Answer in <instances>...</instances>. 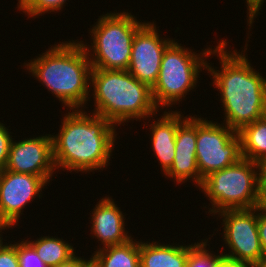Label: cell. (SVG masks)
Returning <instances> with one entry per match:
<instances>
[{"label":"cell","mask_w":266,"mask_h":267,"mask_svg":"<svg viewBox=\"0 0 266 267\" xmlns=\"http://www.w3.org/2000/svg\"><path fill=\"white\" fill-rule=\"evenodd\" d=\"M16 248L19 267H48L26 240L17 242Z\"/></svg>","instance_id":"obj_22"},{"label":"cell","mask_w":266,"mask_h":267,"mask_svg":"<svg viewBox=\"0 0 266 267\" xmlns=\"http://www.w3.org/2000/svg\"><path fill=\"white\" fill-rule=\"evenodd\" d=\"M196 140L197 116L189 115L177 127L174 161L164 175L175 179L178 184L192 180L197 188L201 186L203 179L196 161Z\"/></svg>","instance_id":"obj_13"},{"label":"cell","mask_w":266,"mask_h":267,"mask_svg":"<svg viewBox=\"0 0 266 267\" xmlns=\"http://www.w3.org/2000/svg\"><path fill=\"white\" fill-rule=\"evenodd\" d=\"M70 111L62 117L59 133L52 135L56 169L88 173L108 167L116 125L95 113L89 115L83 108Z\"/></svg>","instance_id":"obj_2"},{"label":"cell","mask_w":266,"mask_h":267,"mask_svg":"<svg viewBox=\"0 0 266 267\" xmlns=\"http://www.w3.org/2000/svg\"><path fill=\"white\" fill-rule=\"evenodd\" d=\"M216 267H250L249 264L223 259Z\"/></svg>","instance_id":"obj_29"},{"label":"cell","mask_w":266,"mask_h":267,"mask_svg":"<svg viewBox=\"0 0 266 267\" xmlns=\"http://www.w3.org/2000/svg\"><path fill=\"white\" fill-rule=\"evenodd\" d=\"M46 184L49 183L40 176L3 169L0 175V221L15 226L27 203L42 197L40 194Z\"/></svg>","instance_id":"obj_11"},{"label":"cell","mask_w":266,"mask_h":267,"mask_svg":"<svg viewBox=\"0 0 266 267\" xmlns=\"http://www.w3.org/2000/svg\"><path fill=\"white\" fill-rule=\"evenodd\" d=\"M75 41L50 45L46 52L28 63L24 62L29 74L36 77L68 110L84 109L90 101L92 65L82 43Z\"/></svg>","instance_id":"obj_3"},{"label":"cell","mask_w":266,"mask_h":267,"mask_svg":"<svg viewBox=\"0 0 266 267\" xmlns=\"http://www.w3.org/2000/svg\"><path fill=\"white\" fill-rule=\"evenodd\" d=\"M255 209L266 214V163L261 164Z\"/></svg>","instance_id":"obj_24"},{"label":"cell","mask_w":266,"mask_h":267,"mask_svg":"<svg viewBox=\"0 0 266 267\" xmlns=\"http://www.w3.org/2000/svg\"><path fill=\"white\" fill-rule=\"evenodd\" d=\"M88 261L89 260L84 259V257L82 258V257L74 255L69 260L62 262L56 267H83Z\"/></svg>","instance_id":"obj_28"},{"label":"cell","mask_w":266,"mask_h":267,"mask_svg":"<svg viewBox=\"0 0 266 267\" xmlns=\"http://www.w3.org/2000/svg\"><path fill=\"white\" fill-rule=\"evenodd\" d=\"M171 244L140 240V267H186L189 251L197 243L188 246Z\"/></svg>","instance_id":"obj_16"},{"label":"cell","mask_w":266,"mask_h":267,"mask_svg":"<svg viewBox=\"0 0 266 267\" xmlns=\"http://www.w3.org/2000/svg\"><path fill=\"white\" fill-rule=\"evenodd\" d=\"M181 45L174 39L164 51L158 79L151 88L153 102L158 109L180 103L182 98L184 100L197 86L200 71L207 68L206 59L212 47L198 54Z\"/></svg>","instance_id":"obj_6"},{"label":"cell","mask_w":266,"mask_h":267,"mask_svg":"<svg viewBox=\"0 0 266 267\" xmlns=\"http://www.w3.org/2000/svg\"><path fill=\"white\" fill-rule=\"evenodd\" d=\"M257 227L263 251V259H266V214L258 211H257Z\"/></svg>","instance_id":"obj_27"},{"label":"cell","mask_w":266,"mask_h":267,"mask_svg":"<svg viewBox=\"0 0 266 267\" xmlns=\"http://www.w3.org/2000/svg\"><path fill=\"white\" fill-rule=\"evenodd\" d=\"M238 135L243 158L259 164L266 163V115L244 126Z\"/></svg>","instance_id":"obj_18"},{"label":"cell","mask_w":266,"mask_h":267,"mask_svg":"<svg viewBox=\"0 0 266 267\" xmlns=\"http://www.w3.org/2000/svg\"><path fill=\"white\" fill-rule=\"evenodd\" d=\"M9 128L5 126V124L0 122V168L4 169L7 163L9 149L11 145V141L13 136Z\"/></svg>","instance_id":"obj_23"},{"label":"cell","mask_w":266,"mask_h":267,"mask_svg":"<svg viewBox=\"0 0 266 267\" xmlns=\"http://www.w3.org/2000/svg\"><path fill=\"white\" fill-rule=\"evenodd\" d=\"M110 196L97 202L91 215V234L103 245L101 248L119 245L132 239L125 231V215Z\"/></svg>","instance_id":"obj_14"},{"label":"cell","mask_w":266,"mask_h":267,"mask_svg":"<svg viewBox=\"0 0 266 267\" xmlns=\"http://www.w3.org/2000/svg\"><path fill=\"white\" fill-rule=\"evenodd\" d=\"M260 169L261 164L242 158L205 177L199 190L211 203L212 208H208V213L215 216L226 209L255 208Z\"/></svg>","instance_id":"obj_7"},{"label":"cell","mask_w":266,"mask_h":267,"mask_svg":"<svg viewBox=\"0 0 266 267\" xmlns=\"http://www.w3.org/2000/svg\"><path fill=\"white\" fill-rule=\"evenodd\" d=\"M250 267H266V259H262L259 262L250 264Z\"/></svg>","instance_id":"obj_31"},{"label":"cell","mask_w":266,"mask_h":267,"mask_svg":"<svg viewBox=\"0 0 266 267\" xmlns=\"http://www.w3.org/2000/svg\"><path fill=\"white\" fill-rule=\"evenodd\" d=\"M0 267H19L16 242L6 243L0 249Z\"/></svg>","instance_id":"obj_25"},{"label":"cell","mask_w":266,"mask_h":267,"mask_svg":"<svg viewBox=\"0 0 266 267\" xmlns=\"http://www.w3.org/2000/svg\"><path fill=\"white\" fill-rule=\"evenodd\" d=\"M181 111H164L161 118L153 120L150 126L152 150L165 173L172 165L175 157V135L178 125L187 117ZM183 117V118H182Z\"/></svg>","instance_id":"obj_15"},{"label":"cell","mask_w":266,"mask_h":267,"mask_svg":"<svg viewBox=\"0 0 266 267\" xmlns=\"http://www.w3.org/2000/svg\"><path fill=\"white\" fill-rule=\"evenodd\" d=\"M227 43L225 39L219 41L209 54L219 58L221 71L208 62L206 70L212 76L213 86L220 91L225 113L223 122L239 132L266 115V77L251 67L245 55L248 44L237 52L226 50Z\"/></svg>","instance_id":"obj_1"},{"label":"cell","mask_w":266,"mask_h":267,"mask_svg":"<svg viewBox=\"0 0 266 267\" xmlns=\"http://www.w3.org/2000/svg\"><path fill=\"white\" fill-rule=\"evenodd\" d=\"M68 0H18V10L22 11L28 18H37L45 13H56L63 9V5Z\"/></svg>","instance_id":"obj_21"},{"label":"cell","mask_w":266,"mask_h":267,"mask_svg":"<svg viewBox=\"0 0 266 267\" xmlns=\"http://www.w3.org/2000/svg\"><path fill=\"white\" fill-rule=\"evenodd\" d=\"M90 88L95 101L92 113L118 124L117 128L128 120L150 119L161 110L153 102L151 88L127 70L92 69Z\"/></svg>","instance_id":"obj_4"},{"label":"cell","mask_w":266,"mask_h":267,"mask_svg":"<svg viewBox=\"0 0 266 267\" xmlns=\"http://www.w3.org/2000/svg\"><path fill=\"white\" fill-rule=\"evenodd\" d=\"M83 267H99L95 261L90 257L89 261Z\"/></svg>","instance_id":"obj_32"},{"label":"cell","mask_w":266,"mask_h":267,"mask_svg":"<svg viewBox=\"0 0 266 267\" xmlns=\"http://www.w3.org/2000/svg\"><path fill=\"white\" fill-rule=\"evenodd\" d=\"M216 215L223 218L222 237L225 246L229 248V253H222L225 259L249 265L263 259L255 208L226 209Z\"/></svg>","instance_id":"obj_9"},{"label":"cell","mask_w":266,"mask_h":267,"mask_svg":"<svg viewBox=\"0 0 266 267\" xmlns=\"http://www.w3.org/2000/svg\"><path fill=\"white\" fill-rule=\"evenodd\" d=\"M156 24L146 22L135 34L132 42L128 72L152 88L159 76L165 49L174 41L162 38Z\"/></svg>","instance_id":"obj_10"},{"label":"cell","mask_w":266,"mask_h":267,"mask_svg":"<svg viewBox=\"0 0 266 267\" xmlns=\"http://www.w3.org/2000/svg\"><path fill=\"white\" fill-rule=\"evenodd\" d=\"M10 227H12V225L0 221V233H4V232H2V230L5 231V229L7 230V228L9 229ZM1 236H2V234H0V249L5 245L3 243V236L2 237Z\"/></svg>","instance_id":"obj_30"},{"label":"cell","mask_w":266,"mask_h":267,"mask_svg":"<svg viewBox=\"0 0 266 267\" xmlns=\"http://www.w3.org/2000/svg\"><path fill=\"white\" fill-rule=\"evenodd\" d=\"M265 0H246L247 3V25L252 27L251 25L255 22L254 19L257 18L258 14L260 13L259 10H261L263 3Z\"/></svg>","instance_id":"obj_26"},{"label":"cell","mask_w":266,"mask_h":267,"mask_svg":"<svg viewBox=\"0 0 266 267\" xmlns=\"http://www.w3.org/2000/svg\"><path fill=\"white\" fill-rule=\"evenodd\" d=\"M95 252V253H94ZM91 258L99 267H140L139 241L98 248Z\"/></svg>","instance_id":"obj_17"},{"label":"cell","mask_w":266,"mask_h":267,"mask_svg":"<svg viewBox=\"0 0 266 267\" xmlns=\"http://www.w3.org/2000/svg\"><path fill=\"white\" fill-rule=\"evenodd\" d=\"M48 267H56L73 257L76 252L72 244L55 236H41L35 241L26 240Z\"/></svg>","instance_id":"obj_19"},{"label":"cell","mask_w":266,"mask_h":267,"mask_svg":"<svg viewBox=\"0 0 266 267\" xmlns=\"http://www.w3.org/2000/svg\"><path fill=\"white\" fill-rule=\"evenodd\" d=\"M47 135L19 141L12 139L4 169L37 175L50 182L56 167L53 158L52 135Z\"/></svg>","instance_id":"obj_12"},{"label":"cell","mask_w":266,"mask_h":267,"mask_svg":"<svg viewBox=\"0 0 266 267\" xmlns=\"http://www.w3.org/2000/svg\"><path fill=\"white\" fill-rule=\"evenodd\" d=\"M243 158L238 132L225 123L197 117L196 161L202 179Z\"/></svg>","instance_id":"obj_8"},{"label":"cell","mask_w":266,"mask_h":267,"mask_svg":"<svg viewBox=\"0 0 266 267\" xmlns=\"http://www.w3.org/2000/svg\"><path fill=\"white\" fill-rule=\"evenodd\" d=\"M99 17L90 30L91 45L80 41L92 69L128 70L134 36L145 22H139L134 15L124 11Z\"/></svg>","instance_id":"obj_5"},{"label":"cell","mask_w":266,"mask_h":267,"mask_svg":"<svg viewBox=\"0 0 266 267\" xmlns=\"http://www.w3.org/2000/svg\"><path fill=\"white\" fill-rule=\"evenodd\" d=\"M208 239L201 240L189 251L186 267H216L223 259L222 251L213 254L206 246Z\"/></svg>","instance_id":"obj_20"}]
</instances>
